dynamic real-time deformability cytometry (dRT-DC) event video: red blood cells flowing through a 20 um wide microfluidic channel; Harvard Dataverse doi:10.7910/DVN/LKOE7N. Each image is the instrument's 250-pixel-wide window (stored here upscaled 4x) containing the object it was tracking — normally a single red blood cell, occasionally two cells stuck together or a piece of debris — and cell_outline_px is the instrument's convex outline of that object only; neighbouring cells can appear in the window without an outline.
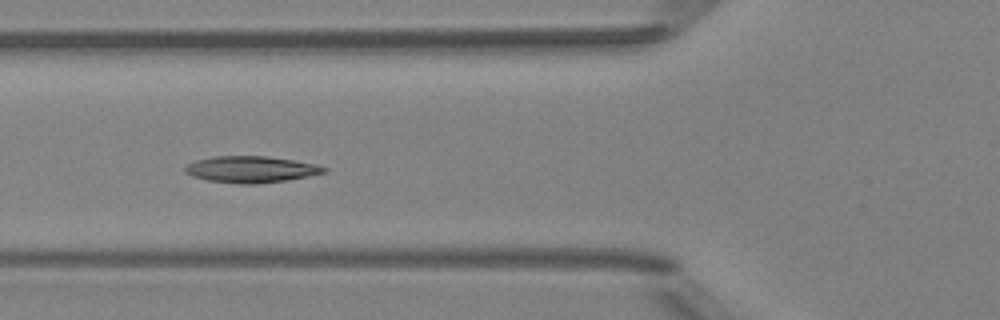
{"species": "Egyptian fruit bat (a non-hibernating species)", "species_latin": "Rousettus aegyptiacus", "temperature_condition": "room temperature", "stored_images_in_passage": 7, "camera_frame_rate_fps": 3000, "um_per_image_px": 0.085, "animal": {"sex": "female"}, "frame": {"image": 1, "passage_image": 5, "time_ms": 1.333, "image_size_px": [1000, 320], "cell_outline_px": [[328, 172], [288, 180], [256, 184], [240, 184], [208, 180], [192, 176], [184, 172], [184, 168], [188, 164], [196, 160], [212, 156], [268, 156], [316, 164], [328, 168]], "centroid_in_image_um": [21.35, 14.39], "position_along_channel_um": 104.5, "area_um2": 21.5}}
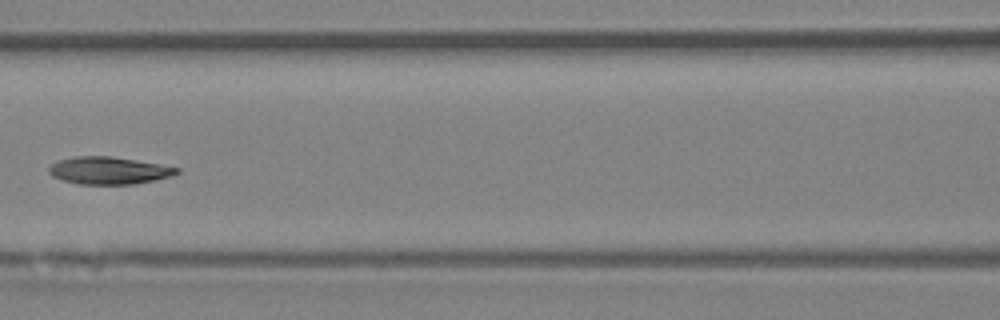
{"frame": {"image": 2, "passage_image": 6, "time_ms": 1.667, "image_size_px": [1000, 320], "cell_outline_px": [[180, 172], [172, 176], [156, 180], [136, 184], [80, 184], [64, 180], [52, 176], [48, 172], [48, 168], [52, 164], [60, 160], [76, 156], [112, 156], [180, 168]], "centroid_in_image_um": [9.27, 14.5], "position_along_channel_um": 157.3, "area_um2": 20.29}}
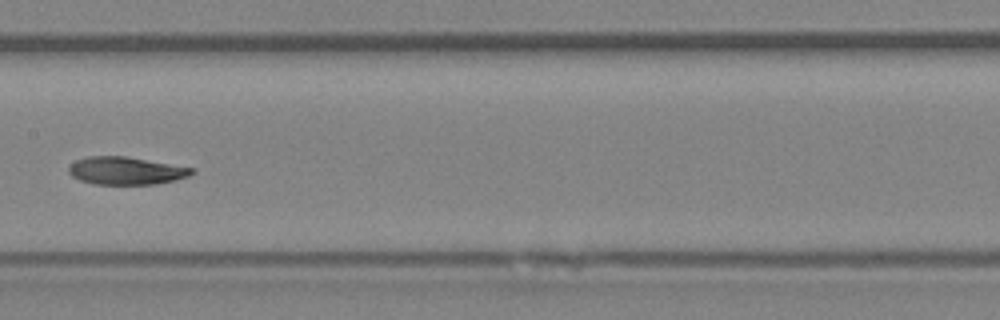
{"frame": {"image": 3, "passage_image": 7, "time_ms": 2.0, "image_size_px": [1000, 320], "cell_outline_px": [[196, 172], [188, 176], [176, 180], [156, 184], [92, 184], [80, 180], [72, 176], [68, 172], [68, 168], [76, 160], [88, 156], [124, 156], [196, 168]], "centroid_in_image_um": [10.73, 14.51], "position_along_channel_um": 196.7, "area_um2": 19.94}}